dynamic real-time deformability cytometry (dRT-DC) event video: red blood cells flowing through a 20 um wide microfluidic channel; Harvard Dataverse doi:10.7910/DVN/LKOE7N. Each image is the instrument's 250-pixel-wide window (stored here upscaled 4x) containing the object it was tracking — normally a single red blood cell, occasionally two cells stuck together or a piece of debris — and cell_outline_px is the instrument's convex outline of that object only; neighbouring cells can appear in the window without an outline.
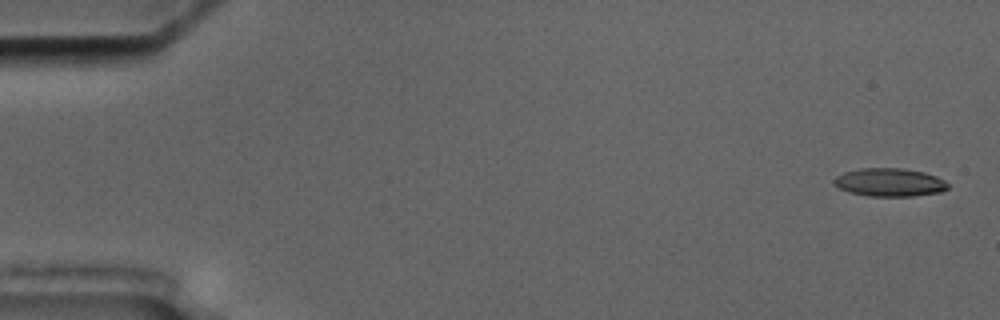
{"species": "common noctule bat (a hibernating species)", "species_latin": "Nyctalus noctula", "temperature_condition": "cold", "stored_images_in_passage": 5, "camera_frame_rate_fps": 3000, "um_per_image_px": 0.085, "animal": {"sex": "male", "body_mass_g": 17.5, "forearm_length_mm": 52.3}, "frame": {"image": 1, "passage_image": 1, "time_ms": 0.0, "image_size_px": [1000, 320], "cell_outline_px": [[948, 188], [940, 192], [912, 196], [868, 196], [848, 192], [832, 184], [832, 180], [836, 176], [844, 172], [860, 168], [900, 168], [924, 172], [936, 176], [944, 180], [948, 184]], "centroid_in_image_um": [75.58, 15.5], "position_along_channel_um": 9.4, "area_um2": 18.79}}
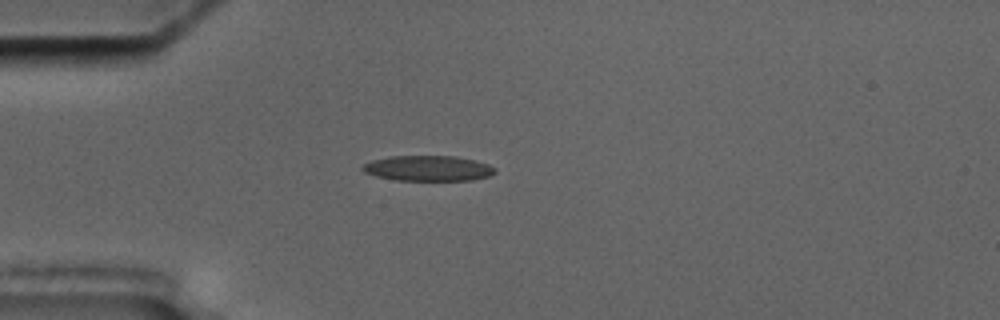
{"frame": {"image": 2, "passage_image": 5, "time_ms": 4.667, "image_size_px": [1000, 320], "cell_outline_px": [[496, 172], [488, 176], [472, 180], [396, 180], [376, 176], [364, 172], [360, 168], [364, 164], [372, 160], [388, 156], [456, 156], [476, 160], [488, 164], [496, 168]], "centroid_in_image_um": [36.39, 14.3], "position_along_channel_um": 48.6, "area_um2": 19.65}}